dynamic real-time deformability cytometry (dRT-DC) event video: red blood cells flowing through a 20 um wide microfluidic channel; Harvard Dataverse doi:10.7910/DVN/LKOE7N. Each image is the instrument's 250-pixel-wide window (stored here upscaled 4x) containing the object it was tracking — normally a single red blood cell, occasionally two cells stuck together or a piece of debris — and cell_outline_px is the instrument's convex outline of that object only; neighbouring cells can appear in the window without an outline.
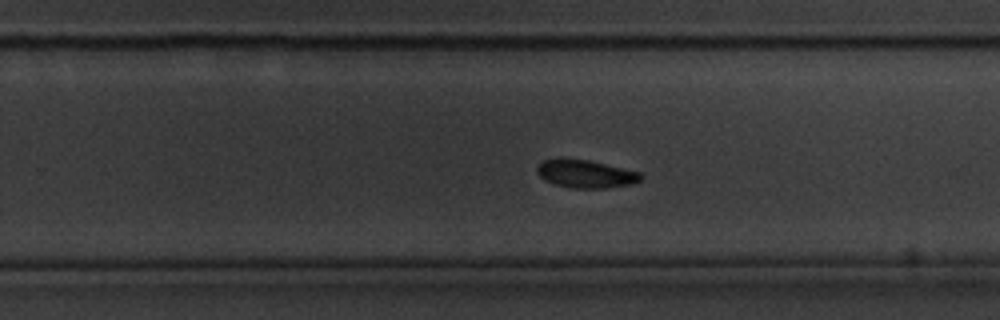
{"species": "common noctule bat (a hibernating species)", "species_latin": "Nyctalus noctula", "temperature_condition": "cold", "stored_images_in_passage": 35, "camera_frame_rate_fps": 3000, "um_per_image_px": 0.085, "animal": {"sex": "male", "body_mass_g": 20.1, "forearm_length_mm": 53.5}, "frame": {"image": 1, "passage_image": 25, "time_ms": 8.0, "image_size_px": [1000, 320], "cell_outline_px": [[640, 176], [636, 180], [616, 184], [564, 184], [552, 180], [544, 176], [540, 172], [540, 168], [548, 160], [576, 160], [636, 172]], "centroid_in_image_um": [49.74, 14.71], "position_along_channel_um": 280.1, "area_um2": 12.83}, "authors_computed_cell_mechanics": {"area_um2": 13.583, "velocity_mm_per_s": 3.4993, "shape_relaxation_time_tau1_ms": 2.7712, "shape_relaxation_time_tau2_ms": null, "deformation_change_tau1": 0.0797, "deformation_change_tau2": null}}